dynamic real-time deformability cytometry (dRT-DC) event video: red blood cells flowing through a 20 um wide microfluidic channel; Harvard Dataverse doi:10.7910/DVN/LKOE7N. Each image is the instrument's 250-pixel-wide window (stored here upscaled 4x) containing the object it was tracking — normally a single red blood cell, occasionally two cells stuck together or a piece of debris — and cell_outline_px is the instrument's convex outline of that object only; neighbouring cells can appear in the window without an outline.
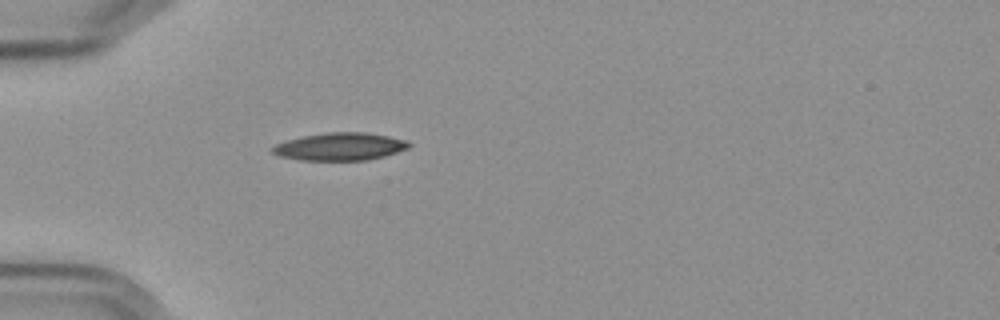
{"species": "Egyptian fruit bat (a non-hibernating species)", "species_latin": "Rousettus aegyptiacus", "temperature_condition": "cold", "stored_images_in_passage": 40, "camera_frame_rate_fps": 3000, "um_per_image_px": 0.085, "frame": {"image": 1, "passage_image": 1, "time_ms": 0.0, "image_size_px": [1000, 320], "cell_outline_px": [[412, 144], [408, 148], [384, 156], [368, 160], [300, 160], [280, 156], [272, 152], [268, 148], [276, 144], [300, 136], [328, 132], [364, 132], [388, 136], [408, 140]], "centroid_in_image_um": [28.89, 12.45], "position_along_channel_um": 56.1, "area_um2": 22.08}}
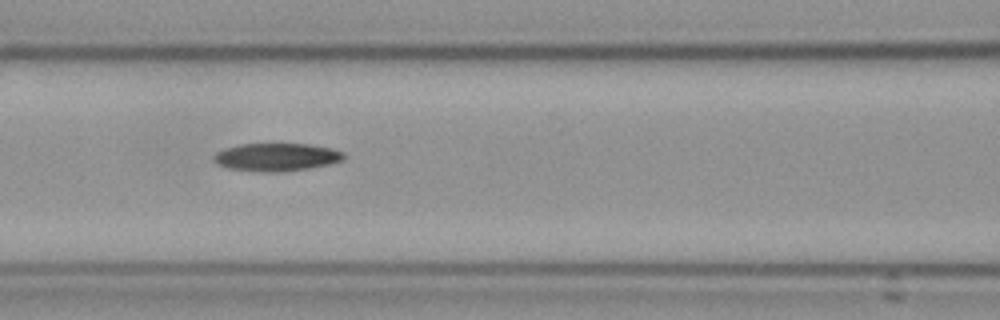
{"frame": {"image": 2, "passage_image": 9, "time_ms": 2.667, "image_size_px": [1000, 320], "cell_outline_px": [[344, 156], [340, 160], [328, 164], [308, 168], [280, 172], [252, 172], [228, 168], [216, 164], [212, 160], [212, 156], [216, 152], [224, 148], [240, 144], [272, 140], [308, 144], [328, 148], [344, 152]], "centroid_in_image_um": [23.38, 13.31], "position_along_channel_um": 143.2, "area_um2": 22.14}}
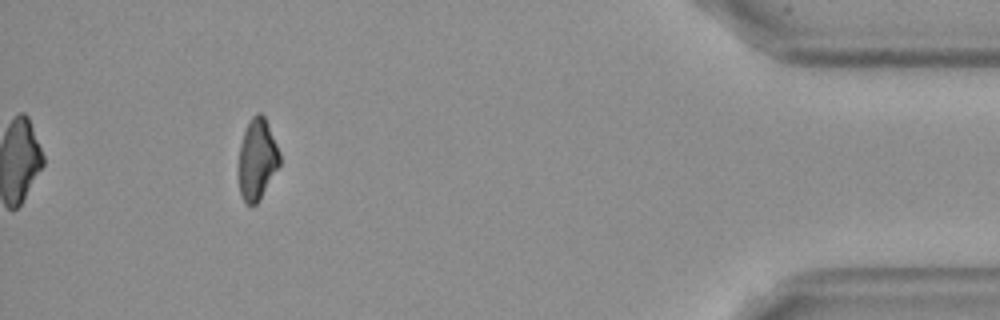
{"frame": {"image": 3, "passage_image": 36, "time_ms": 11.667, "image_size_px": [1000, 320], "cell_outline_px": [[280, 164], [260, 200], [256, 204], [248, 204], [240, 196], [240, 144], [248, 120], [256, 112], [260, 112], [264, 116], [280, 152]], "centroid_in_image_um": [21.87, 13.52], "position_along_channel_um": 413.3, "area_um2": 19.13}, "authors_computed_cell_mechanics": {"area_um2": 21.1259, "velocity_mm_per_s": 3.6106, "shape_relaxation_time_tau1_ms": 8.8761, "shape_relaxation_time_tau2_ms": 7.6807, "deformation_change_tau1": 0.2168, "deformation_change_tau2": 0.1508}}